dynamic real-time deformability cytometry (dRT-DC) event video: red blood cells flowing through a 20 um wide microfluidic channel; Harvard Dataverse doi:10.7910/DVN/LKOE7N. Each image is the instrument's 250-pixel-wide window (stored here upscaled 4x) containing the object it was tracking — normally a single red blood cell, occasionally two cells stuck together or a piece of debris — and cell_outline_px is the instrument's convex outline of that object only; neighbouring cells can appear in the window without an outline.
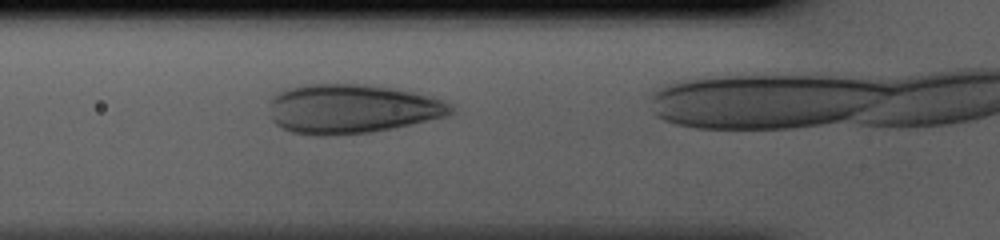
{"species": "human", "species_latin": "Homo sapiens", "temperature_condition": "cold", "stored_images_in_passage": 19, "camera_frame_rate_fps": 3000, "um_per_image_px": 0.085, "donor": {"sex": "male"}, "frame": {"image": 1, "passage_image": 6, "time_ms": 1.667, "image_size_px": [1000, 240], "cell_outline_px": [[452, 112], [448, 116], [392, 128], [368, 132], [320, 136], [292, 132], [276, 124], [272, 120], [272, 96], [288, 88], [308, 84], [360, 84], [388, 88], [408, 92], [444, 100], [452, 108]], "centroid_in_image_um": [29.88, 9.26], "position_along_channel_um": 95.9, "area_um2": 51.1}}
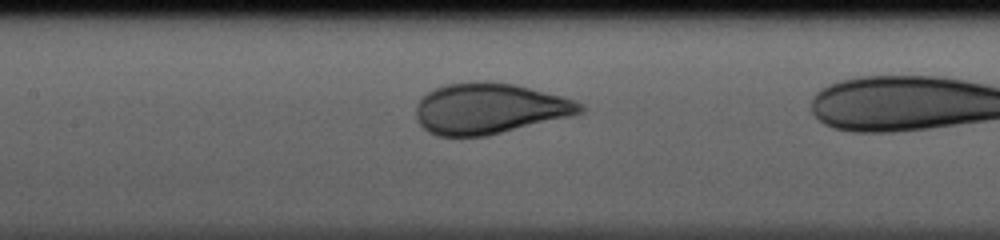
{"frame": {"image": 2, "passage_image": 11, "time_ms": 3.333, "image_size_px": [1000, 240], "cell_outline_px": [[584, 112], [488, 136], [436, 136], [428, 132], [416, 120], [416, 104], [428, 92], [436, 88], [448, 84], [476, 80], [484, 80], [516, 84], [576, 100], [584, 104]], "centroid_in_image_um": [41.58, 9.22], "position_along_channel_um": 165.8, "area_um2": 48.67}}
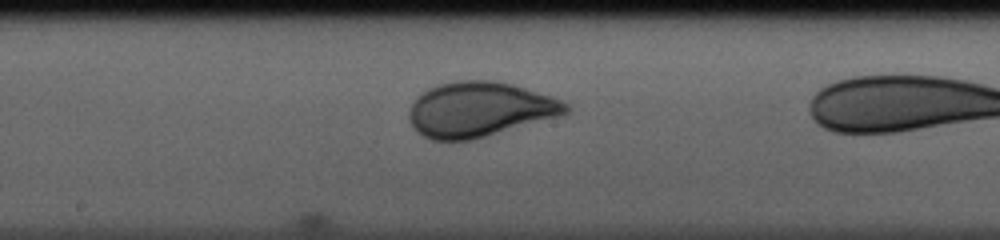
{"frame": {"image": 3, "passage_image": 14, "time_ms": 4.333, "image_size_px": [1000, 240], "cell_outline_px": [[568, 112], [556, 116], [472, 140], [432, 140], [416, 132], [408, 116], [408, 112], [416, 96], [428, 88], [440, 84], [456, 80], [496, 80], [512, 84], [552, 96], [568, 104]], "centroid_in_image_um": [40.71, 9.29], "position_along_channel_um": 207.5, "area_um2": 49.82}}